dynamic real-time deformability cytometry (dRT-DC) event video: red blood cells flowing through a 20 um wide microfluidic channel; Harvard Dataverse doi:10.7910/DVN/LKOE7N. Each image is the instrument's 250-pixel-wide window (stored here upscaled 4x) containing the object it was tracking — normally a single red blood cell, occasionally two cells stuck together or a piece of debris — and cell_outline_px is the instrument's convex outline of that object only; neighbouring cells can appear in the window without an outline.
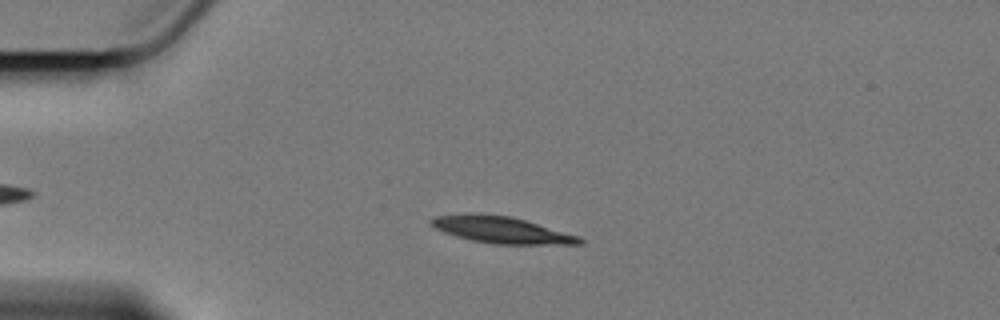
{"species": "Egyptian fruit bat (a non-hibernating species)", "species_latin": "Rousettus aegyptiacus", "temperature_condition": "cold", "stored_images_in_passage": 51, "camera_frame_rate_fps": 3000, "um_per_image_px": 0.085, "animal": {"sex": "female"}, "frame": {"image": 1, "passage_image": 12, "time_ms": 3.667, "image_size_px": [1000, 320], "cell_outline_px": [[584, 244], [492, 244], [472, 240], [456, 236], [444, 232], [428, 224], [428, 220], [432, 216], [468, 212], [480, 212], [512, 216], [580, 236], [584, 240]], "centroid_in_image_um": [42.57, 19.51], "position_along_channel_um": 42.4, "area_um2": 23.58}}
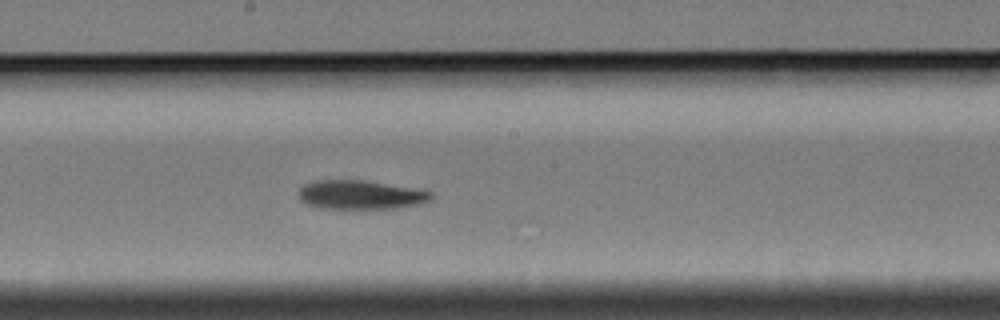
{"frame": {"image": 2, "passage_image": 30, "time_ms": 9.667, "image_size_px": [1000, 320], "cell_outline_px": [[432, 200], [400, 208], [320, 208], [308, 204], [300, 200], [296, 192], [304, 184], [316, 180], [364, 180], [424, 188], [432, 192]], "centroid_in_image_um": [30.69, 16.54], "position_along_channel_um": 217.5, "area_um2": 22.77}}
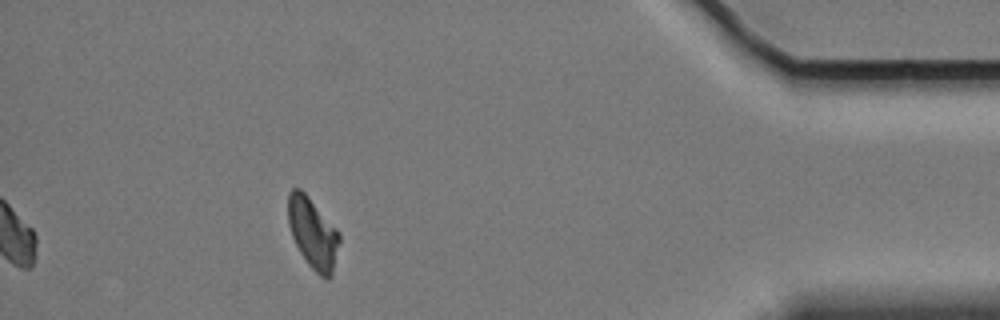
{"frame": {"image": 3, "passage_image": 51, "time_ms": 16.667, "image_size_px": [1000, 320], "cell_outline_px": [[340, 240], [332, 276], [328, 280], [320, 276], [308, 264], [300, 252], [292, 236], [288, 224], [288, 192], [292, 188], [300, 188], [308, 196], [340, 232]], "centroid_in_image_um": [26.6, 19.82], "position_along_channel_um": 408.6, "area_um2": 21.15}, "authors_computed_cell_mechanics": {"area_um2": 22.7732, "velocity_mm_per_s": 3.381, "shape_relaxation_time_tau1_ms": 6.8814, "shape_relaxation_time_tau2_ms": null, "deformation_change_tau1": 0.1402, "deformation_change_tau2": null}}